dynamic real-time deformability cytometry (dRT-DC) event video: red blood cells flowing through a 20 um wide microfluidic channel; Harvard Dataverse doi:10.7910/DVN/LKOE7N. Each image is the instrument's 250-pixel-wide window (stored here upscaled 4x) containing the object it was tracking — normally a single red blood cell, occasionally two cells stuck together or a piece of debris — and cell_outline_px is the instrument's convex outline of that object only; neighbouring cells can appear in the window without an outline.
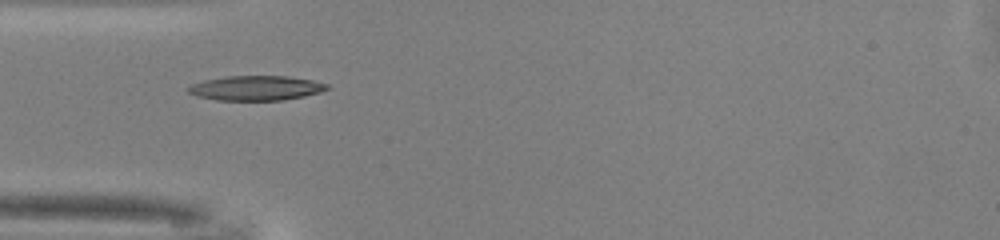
{"species": "common noctule bat (a hibernating species)", "species_latin": "Nyctalus noctula", "temperature_condition": "warm", "stored_images_in_passage": 4, "camera_frame_rate_fps": 3000, "um_per_image_px": 0.085, "animal": {"sex": "male", "body_mass_g": 13.0, "forearm_length_mm": 53.1}, "frame": {"image": 1, "passage_image": 1, "time_ms": 0.0, "image_size_px": [1000, 240], "cell_outline_px": [[328, 88], [320, 92], [304, 96], [284, 100], [216, 100], [196, 96], [188, 92], [184, 88], [192, 84], [204, 80], [224, 76], [288, 76], [312, 80], [328, 84]], "centroid_in_image_um": [21.71, 7.48], "position_along_channel_um": 63.3, "area_um2": 20.06}}
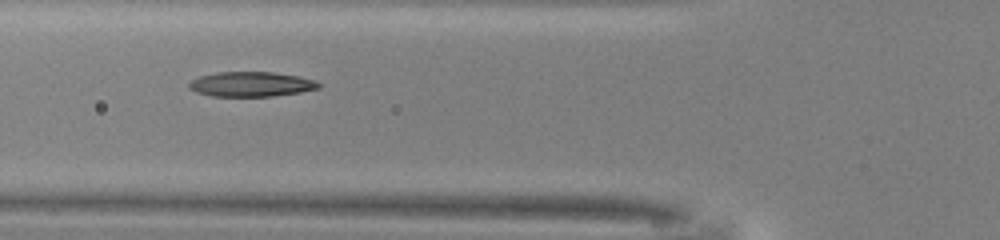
{"frame": {"image": 2, "passage_image": 4, "time_ms": 1.0, "image_size_px": [1000, 240], "cell_outline_px": [[320, 88], [300, 92], [272, 96], [212, 96], [196, 92], [188, 88], [188, 84], [192, 80], [200, 76], [216, 72], [272, 72], [296, 76], [316, 80], [320, 84]], "centroid_in_image_um": [21.33, 7.16], "position_along_channel_um": 104.5, "area_um2": 18.67}}